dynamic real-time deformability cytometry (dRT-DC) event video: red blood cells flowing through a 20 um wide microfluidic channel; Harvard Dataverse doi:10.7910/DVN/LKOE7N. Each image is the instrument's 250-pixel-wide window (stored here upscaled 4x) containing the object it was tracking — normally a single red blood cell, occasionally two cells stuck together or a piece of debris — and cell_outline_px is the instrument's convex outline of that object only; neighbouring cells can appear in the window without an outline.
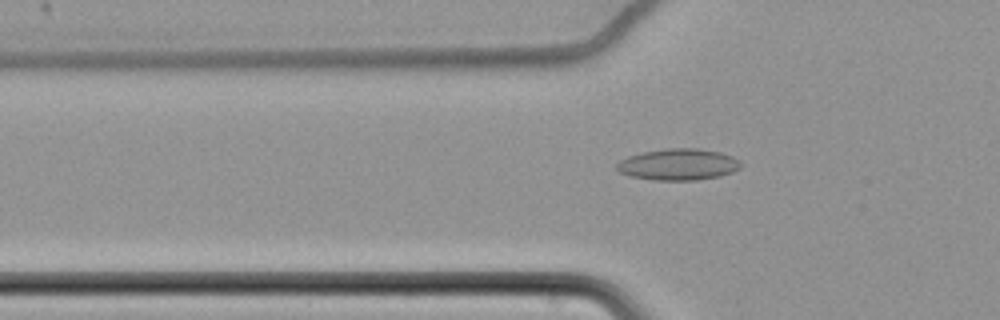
{"species": "common noctule bat (a hibernating species)", "species_latin": "Nyctalus noctula", "temperature_condition": "cold", "stored_images_in_passage": 62, "camera_frame_rate_fps": 3000, "um_per_image_px": 0.085, "animal": {"sex": "female", "body_mass_g": 22.7, "forearm_length_mm": 54.2}, "frame": {"image": 1, "passage_image": 23, "time_ms": 7.333, "image_size_px": [1000, 320], "cell_outline_px": [[740, 168], [732, 172], [720, 176], [696, 180], [652, 180], [632, 176], [620, 172], [616, 168], [616, 164], [620, 160], [628, 156], [644, 152], [664, 148], [696, 148], [720, 152], [732, 156], [740, 160]], "centroid_in_image_um": [57.66, 13.97], "position_along_channel_um": 68.1, "area_um2": 22.72}}
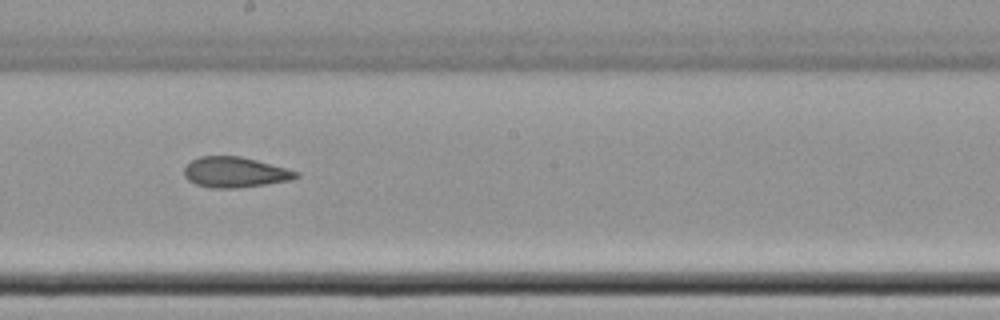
{"frame": {"image": 2, "passage_image": 37, "time_ms": 12.0, "image_size_px": [1000, 320], "cell_outline_px": [[300, 176], [292, 180], [236, 188], [208, 188], [196, 184], [188, 180], [184, 176], [184, 168], [192, 160], [200, 156], [240, 156], [256, 160], [300, 172]], "centroid_in_image_um": [19.97, 14.64], "position_along_channel_um": 228.2, "area_um2": 19.83}}
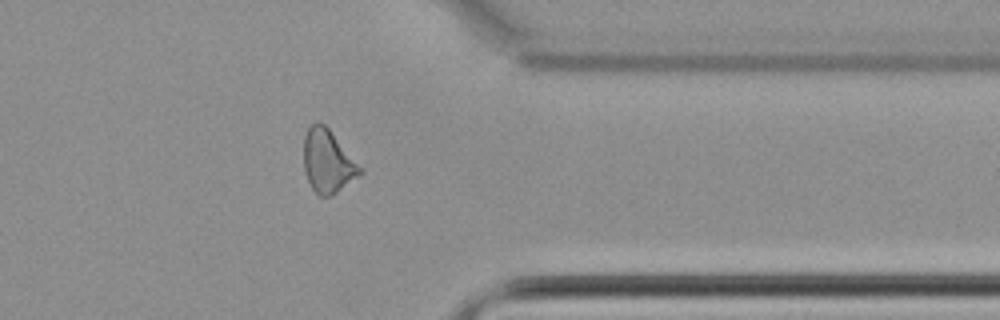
{"frame": {"image": 3, "passage_image": 51, "time_ms": 16.667, "image_size_px": [1000, 320], "cell_outline_px": [[364, 172], [332, 196], [320, 196], [312, 188], [304, 172], [304, 136], [308, 128], [316, 120], [324, 124], [328, 128], [364, 168]], "centroid_in_image_um": [27.88, 13.71], "position_along_channel_um": 383.5, "area_um2": 20.87}, "authors_computed_cell_mechanics": {"area_um2": 21.3571, "velocity_mm_per_s": 3.4868, "shape_relaxation_time_tau1_ms": null, "shape_relaxation_time_tau2_ms": 2.0128, "deformation_change_tau1": null, "deformation_change_tau2": 0.0806}}